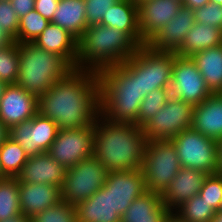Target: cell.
I'll use <instances>...</instances> for the list:
<instances>
[{
  "instance_id": "1",
  "label": "cell",
  "mask_w": 222,
  "mask_h": 222,
  "mask_svg": "<svg viewBox=\"0 0 222 222\" xmlns=\"http://www.w3.org/2000/svg\"><path fill=\"white\" fill-rule=\"evenodd\" d=\"M38 112L59 129L94 124L100 116L98 73L74 68L38 97Z\"/></svg>"
},
{
  "instance_id": "2",
  "label": "cell",
  "mask_w": 222,
  "mask_h": 222,
  "mask_svg": "<svg viewBox=\"0 0 222 222\" xmlns=\"http://www.w3.org/2000/svg\"><path fill=\"white\" fill-rule=\"evenodd\" d=\"M146 139L142 127L113 123L99 116L95 127L94 157L110 171L142 168Z\"/></svg>"
},
{
  "instance_id": "3",
  "label": "cell",
  "mask_w": 222,
  "mask_h": 222,
  "mask_svg": "<svg viewBox=\"0 0 222 222\" xmlns=\"http://www.w3.org/2000/svg\"><path fill=\"white\" fill-rule=\"evenodd\" d=\"M100 116L113 123L138 125V113L144 98L137 70L126 60L98 73Z\"/></svg>"
},
{
  "instance_id": "4",
  "label": "cell",
  "mask_w": 222,
  "mask_h": 222,
  "mask_svg": "<svg viewBox=\"0 0 222 222\" xmlns=\"http://www.w3.org/2000/svg\"><path fill=\"white\" fill-rule=\"evenodd\" d=\"M138 45L123 31L95 24L88 26L78 40L77 69L99 73L124 63Z\"/></svg>"
},
{
  "instance_id": "5",
  "label": "cell",
  "mask_w": 222,
  "mask_h": 222,
  "mask_svg": "<svg viewBox=\"0 0 222 222\" xmlns=\"http://www.w3.org/2000/svg\"><path fill=\"white\" fill-rule=\"evenodd\" d=\"M18 47L19 71L16 85L37 97L74 69L62 56L47 52L34 43H18Z\"/></svg>"
},
{
  "instance_id": "6",
  "label": "cell",
  "mask_w": 222,
  "mask_h": 222,
  "mask_svg": "<svg viewBox=\"0 0 222 222\" xmlns=\"http://www.w3.org/2000/svg\"><path fill=\"white\" fill-rule=\"evenodd\" d=\"M180 168L176 149L170 140L146 142L141 169L148 191L162 194Z\"/></svg>"
},
{
  "instance_id": "7",
  "label": "cell",
  "mask_w": 222,
  "mask_h": 222,
  "mask_svg": "<svg viewBox=\"0 0 222 222\" xmlns=\"http://www.w3.org/2000/svg\"><path fill=\"white\" fill-rule=\"evenodd\" d=\"M175 56L176 53L158 52L143 45L127 59L137 70L140 92L144 97L153 90L170 88Z\"/></svg>"
},
{
  "instance_id": "8",
  "label": "cell",
  "mask_w": 222,
  "mask_h": 222,
  "mask_svg": "<svg viewBox=\"0 0 222 222\" xmlns=\"http://www.w3.org/2000/svg\"><path fill=\"white\" fill-rule=\"evenodd\" d=\"M109 171L94 157L80 161L66 170L61 198L76 206L104 186Z\"/></svg>"
},
{
  "instance_id": "9",
  "label": "cell",
  "mask_w": 222,
  "mask_h": 222,
  "mask_svg": "<svg viewBox=\"0 0 222 222\" xmlns=\"http://www.w3.org/2000/svg\"><path fill=\"white\" fill-rule=\"evenodd\" d=\"M181 167L216 174L217 141L195 130L186 129L170 140Z\"/></svg>"
},
{
  "instance_id": "10",
  "label": "cell",
  "mask_w": 222,
  "mask_h": 222,
  "mask_svg": "<svg viewBox=\"0 0 222 222\" xmlns=\"http://www.w3.org/2000/svg\"><path fill=\"white\" fill-rule=\"evenodd\" d=\"M194 106L171 96L142 130L146 141L171 140L186 129L192 128Z\"/></svg>"
},
{
  "instance_id": "11",
  "label": "cell",
  "mask_w": 222,
  "mask_h": 222,
  "mask_svg": "<svg viewBox=\"0 0 222 222\" xmlns=\"http://www.w3.org/2000/svg\"><path fill=\"white\" fill-rule=\"evenodd\" d=\"M96 122L87 127L59 129L47 152L66 169L94 155Z\"/></svg>"
},
{
  "instance_id": "12",
  "label": "cell",
  "mask_w": 222,
  "mask_h": 222,
  "mask_svg": "<svg viewBox=\"0 0 222 222\" xmlns=\"http://www.w3.org/2000/svg\"><path fill=\"white\" fill-rule=\"evenodd\" d=\"M211 94L192 58L176 55L172 66L170 95L195 106Z\"/></svg>"
},
{
  "instance_id": "13",
  "label": "cell",
  "mask_w": 222,
  "mask_h": 222,
  "mask_svg": "<svg viewBox=\"0 0 222 222\" xmlns=\"http://www.w3.org/2000/svg\"><path fill=\"white\" fill-rule=\"evenodd\" d=\"M104 186L111 192L114 212L121 217L131 203L147 191L142 169L110 171Z\"/></svg>"
},
{
  "instance_id": "14",
  "label": "cell",
  "mask_w": 222,
  "mask_h": 222,
  "mask_svg": "<svg viewBox=\"0 0 222 222\" xmlns=\"http://www.w3.org/2000/svg\"><path fill=\"white\" fill-rule=\"evenodd\" d=\"M38 113V97L16 84L6 85L0 100V121L7 129Z\"/></svg>"
},
{
  "instance_id": "15",
  "label": "cell",
  "mask_w": 222,
  "mask_h": 222,
  "mask_svg": "<svg viewBox=\"0 0 222 222\" xmlns=\"http://www.w3.org/2000/svg\"><path fill=\"white\" fill-rule=\"evenodd\" d=\"M182 6L180 0H145L138 4L141 39L147 43Z\"/></svg>"
},
{
  "instance_id": "16",
  "label": "cell",
  "mask_w": 222,
  "mask_h": 222,
  "mask_svg": "<svg viewBox=\"0 0 222 222\" xmlns=\"http://www.w3.org/2000/svg\"><path fill=\"white\" fill-rule=\"evenodd\" d=\"M195 23L194 10L182 6L177 15L164 25L146 45L158 52L176 53Z\"/></svg>"
},
{
  "instance_id": "17",
  "label": "cell",
  "mask_w": 222,
  "mask_h": 222,
  "mask_svg": "<svg viewBox=\"0 0 222 222\" xmlns=\"http://www.w3.org/2000/svg\"><path fill=\"white\" fill-rule=\"evenodd\" d=\"M66 170L46 152L29 157L17 179L23 183L50 184L61 188Z\"/></svg>"
},
{
  "instance_id": "18",
  "label": "cell",
  "mask_w": 222,
  "mask_h": 222,
  "mask_svg": "<svg viewBox=\"0 0 222 222\" xmlns=\"http://www.w3.org/2000/svg\"><path fill=\"white\" fill-rule=\"evenodd\" d=\"M208 174L205 172L181 167L166 190L161 194L163 203L174 211L183 202L196 196L203 187Z\"/></svg>"
},
{
  "instance_id": "19",
  "label": "cell",
  "mask_w": 222,
  "mask_h": 222,
  "mask_svg": "<svg viewBox=\"0 0 222 222\" xmlns=\"http://www.w3.org/2000/svg\"><path fill=\"white\" fill-rule=\"evenodd\" d=\"M20 212L29 219L59 203L61 188L50 184L19 182Z\"/></svg>"
},
{
  "instance_id": "20",
  "label": "cell",
  "mask_w": 222,
  "mask_h": 222,
  "mask_svg": "<svg viewBox=\"0 0 222 222\" xmlns=\"http://www.w3.org/2000/svg\"><path fill=\"white\" fill-rule=\"evenodd\" d=\"M192 129L216 141L222 138V93L194 106Z\"/></svg>"
},
{
  "instance_id": "21",
  "label": "cell",
  "mask_w": 222,
  "mask_h": 222,
  "mask_svg": "<svg viewBox=\"0 0 222 222\" xmlns=\"http://www.w3.org/2000/svg\"><path fill=\"white\" fill-rule=\"evenodd\" d=\"M33 43L47 52L62 56L73 68H76L78 40L60 26L50 22Z\"/></svg>"
},
{
  "instance_id": "22",
  "label": "cell",
  "mask_w": 222,
  "mask_h": 222,
  "mask_svg": "<svg viewBox=\"0 0 222 222\" xmlns=\"http://www.w3.org/2000/svg\"><path fill=\"white\" fill-rule=\"evenodd\" d=\"M101 25L125 32L138 46L146 45L141 39L138 5L131 0H119L102 17Z\"/></svg>"
},
{
  "instance_id": "23",
  "label": "cell",
  "mask_w": 222,
  "mask_h": 222,
  "mask_svg": "<svg viewBox=\"0 0 222 222\" xmlns=\"http://www.w3.org/2000/svg\"><path fill=\"white\" fill-rule=\"evenodd\" d=\"M170 211L160 193L147 190L131 203L121 222H164Z\"/></svg>"
},
{
  "instance_id": "24",
  "label": "cell",
  "mask_w": 222,
  "mask_h": 222,
  "mask_svg": "<svg viewBox=\"0 0 222 222\" xmlns=\"http://www.w3.org/2000/svg\"><path fill=\"white\" fill-rule=\"evenodd\" d=\"M75 210L77 222H121V216L112 208L111 192L105 186L76 205Z\"/></svg>"
},
{
  "instance_id": "25",
  "label": "cell",
  "mask_w": 222,
  "mask_h": 222,
  "mask_svg": "<svg viewBox=\"0 0 222 222\" xmlns=\"http://www.w3.org/2000/svg\"><path fill=\"white\" fill-rule=\"evenodd\" d=\"M85 8V0H61L51 22L79 40L88 27Z\"/></svg>"
},
{
  "instance_id": "26",
  "label": "cell",
  "mask_w": 222,
  "mask_h": 222,
  "mask_svg": "<svg viewBox=\"0 0 222 222\" xmlns=\"http://www.w3.org/2000/svg\"><path fill=\"white\" fill-rule=\"evenodd\" d=\"M212 94L222 93V44L191 56Z\"/></svg>"
},
{
  "instance_id": "27",
  "label": "cell",
  "mask_w": 222,
  "mask_h": 222,
  "mask_svg": "<svg viewBox=\"0 0 222 222\" xmlns=\"http://www.w3.org/2000/svg\"><path fill=\"white\" fill-rule=\"evenodd\" d=\"M222 44V30L214 26L195 23L186 34L176 55L191 57L193 54Z\"/></svg>"
},
{
  "instance_id": "28",
  "label": "cell",
  "mask_w": 222,
  "mask_h": 222,
  "mask_svg": "<svg viewBox=\"0 0 222 222\" xmlns=\"http://www.w3.org/2000/svg\"><path fill=\"white\" fill-rule=\"evenodd\" d=\"M25 150L7 136L0 145V171L4 177H17L28 160Z\"/></svg>"
},
{
  "instance_id": "29",
  "label": "cell",
  "mask_w": 222,
  "mask_h": 222,
  "mask_svg": "<svg viewBox=\"0 0 222 222\" xmlns=\"http://www.w3.org/2000/svg\"><path fill=\"white\" fill-rule=\"evenodd\" d=\"M21 214L17 177L0 179V222Z\"/></svg>"
},
{
  "instance_id": "30",
  "label": "cell",
  "mask_w": 222,
  "mask_h": 222,
  "mask_svg": "<svg viewBox=\"0 0 222 222\" xmlns=\"http://www.w3.org/2000/svg\"><path fill=\"white\" fill-rule=\"evenodd\" d=\"M186 222H211L216 211L199 194L174 210Z\"/></svg>"
},
{
  "instance_id": "31",
  "label": "cell",
  "mask_w": 222,
  "mask_h": 222,
  "mask_svg": "<svg viewBox=\"0 0 222 222\" xmlns=\"http://www.w3.org/2000/svg\"><path fill=\"white\" fill-rule=\"evenodd\" d=\"M50 21L41 16L35 9L20 18L17 31V43H33L45 30Z\"/></svg>"
},
{
  "instance_id": "32",
  "label": "cell",
  "mask_w": 222,
  "mask_h": 222,
  "mask_svg": "<svg viewBox=\"0 0 222 222\" xmlns=\"http://www.w3.org/2000/svg\"><path fill=\"white\" fill-rule=\"evenodd\" d=\"M19 71V47L13 41L0 49V81L6 85L16 84Z\"/></svg>"
},
{
  "instance_id": "33",
  "label": "cell",
  "mask_w": 222,
  "mask_h": 222,
  "mask_svg": "<svg viewBox=\"0 0 222 222\" xmlns=\"http://www.w3.org/2000/svg\"><path fill=\"white\" fill-rule=\"evenodd\" d=\"M170 97V88H159L147 93L140 105L138 126L142 127L148 120L154 117Z\"/></svg>"
},
{
  "instance_id": "34",
  "label": "cell",
  "mask_w": 222,
  "mask_h": 222,
  "mask_svg": "<svg viewBox=\"0 0 222 222\" xmlns=\"http://www.w3.org/2000/svg\"><path fill=\"white\" fill-rule=\"evenodd\" d=\"M31 124L35 130L37 147L43 153L48 152L59 130L57 124L39 112L31 119Z\"/></svg>"
},
{
  "instance_id": "35",
  "label": "cell",
  "mask_w": 222,
  "mask_h": 222,
  "mask_svg": "<svg viewBox=\"0 0 222 222\" xmlns=\"http://www.w3.org/2000/svg\"><path fill=\"white\" fill-rule=\"evenodd\" d=\"M8 136L25 150L28 157L43 153L36 145L35 130L31 124V119L29 121L13 125L10 129H8Z\"/></svg>"
},
{
  "instance_id": "36",
  "label": "cell",
  "mask_w": 222,
  "mask_h": 222,
  "mask_svg": "<svg viewBox=\"0 0 222 222\" xmlns=\"http://www.w3.org/2000/svg\"><path fill=\"white\" fill-rule=\"evenodd\" d=\"M30 222H77L75 206L61 200L30 218Z\"/></svg>"
},
{
  "instance_id": "37",
  "label": "cell",
  "mask_w": 222,
  "mask_h": 222,
  "mask_svg": "<svg viewBox=\"0 0 222 222\" xmlns=\"http://www.w3.org/2000/svg\"><path fill=\"white\" fill-rule=\"evenodd\" d=\"M217 212L222 203V175H208L198 193Z\"/></svg>"
},
{
  "instance_id": "38",
  "label": "cell",
  "mask_w": 222,
  "mask_h": 222,
  "mask_svg": "<svg viewBox=\"0 0 222 222\" xmlns=\"http://www.w3.org/2000/svg\"><path fill=\"white\" fill-rule=\"evenodd\" d=\"M195 22L222 30V5L209 2L194 10Z\"/></svg>"
},
{
  "instance_id": "39",
  "label": "cell",
  "mask_w": 222,
  "mask_h": 222,
  "mask_svg": "<svg viewBox=\"0 0 222 222\" xmlns=\"http://www.w3.org/2000/svg\"><path fill=\"white\" fill-rule=\"evenodd\" d=\"M19 21L10 1H0V28L16 42Z\"/></svg>"
},
{
  "instance_id": "40",
  "label": "cell",
  "mask_w": 222,
  "mask_h": 222,
  "mask_svg": "<svg viewBox=\"0 0 222 222\" xmlns=\"http://www.w3.org/2000/svg\"><path fill=\"white\" fill-rule=\"evenodd\" d=\"M119 0H85L87 25L101 24L102 17Z\"/></svg>"
},
{
  "instance_id": "41",
  "label": "cell",
  "mask_w": 222,
  "mask_h": 222,
  "mask_svg": "<svg viewBox=\"0 0 222 222\" xmlns=\"http://www.w3.org/2000/svg\"><path fill=\"white\" fill-rule=\"evenodd\" d=\"M59 1L57 0H35L34 9L48 21H52L53 15L57 10Z\"/></svg>"
},
{
  "instance_id": "42",
  "label": "cell",
  "mask_w": 222,
  "mask_h": 222,
  "mask_svg": "<svg viewBox=\"0 0 222 222\" xmlns=\"http://www.w3.org/2000/svg\"><path fill=\"white\" fill-rule=\"evenodd\" d=\"M19 19L34 9L35 0H9Z\"/></svg>"
},
{
  "instance_id": "43",
  "label": "cell",
  "mask_w": 222,
  "mask_h": 222,
  "mask_svg": "<svg viewBox=\"0 0 222 222\" xmlns=\"http://www.w3.org/2000/svg\"><path fill=\"white\" fill-rule=\"evenodd\" d=\"M209 2L210 0H183L182 5L183 7L195 10L197 8L205 6Z\"/></svg>"
},
{
  "instance_id": "44",
  "label": "cell",
  "mask_w": 222,
  "mask_h": 222,
  "mask_svg": "<svg viewBox=\"0 0 222 222\" xmlns=\"http://www.w3.org/2000/svg\"><path fill=\"white\" fill-rule=\"evenodd\" d=\"M216 173L222 175V138L217 140V167Z\"/></svg>"
},
{
  "instance_id": "45",
  "label": "cell",
  "mask_w": 222,
  "mask_h": 222,
  "mask_svg": "<svg viewBox=\"0 0 222 222\" xmlns=\"http://www.w3.org/2000/svg\"><path fill=\"white\" fill-rule=\"evenodd\" d=\"M14 40L0 28V49L6 47Z\"/></svg>"
},
{
  "instance_id": "46",
  "label": "cell",
  "mask_w": 222,
  "mask_h": 222,
  "mask_svg": "<svg viewBox=\"0 0 222 222\" xmlns=\"http://www.w3.org/2000/svg\"><path fill=\"white\" fill-rule=\"evenodd\" d=\"M164 222H186L175 211H170Z\"/></svg>"
},
{
  "instance_id": "47",
  "label": "cell",
  "mask_w": 222,
  "mask_h": 222,
  "mask_svg": "<svg viewBox=\"0 0 222 222\" xmlns=\"http://www.w3.org/2000/svg\"><path fill=\"white\" fill-rule=\"evenodd\" d=\"M2 222H30V219L23 214H19L12 218H7Z\"/></svg>"
},
{
  "instance_id": "48",
  "label": "cell",
  "mask_w": 222,
  "mask_h": 222,
  "mask_svg": "<svg viewBox=\"0 0 222 222\" xmlns=\"http://www.w3.org/2000/svg\"><path fill=\"white\" fill-rule=\"evenodd\" d=\"M7 136H8V129L0 121V145Z\"/></svg>"
},
{
  "instance_id": "49",
  "label": "cell",
  "mask_w": 222,
  "mask_h": 222,
  "mask_svg": "<svg viewBox=\"0 0 222 222\" xmlns=\"http://www.w3.org/2000/svg\"><path fill=\"white\" fill-rule=\"evenodd\" d=\"M211 222H222V212L217 211L215 216L211 219Z\"/></svg>"
},
{
  "instance_id": "50",
  "label": "cell",
  "mask_w": 222,
  "mask_h": 222,
  "mask_svg": "<svg viewBox=\"0 0 222 222\" xmlns=\"http://www.w3.org/2000/svg\"><path fill=\"white\" fill-rule=\"evenodd\" d=\"M5 86H6V84L0 81V100L3 96Z\"/></svg>"
},
{
  "instance_id": "51",
  "label": "cell",
  "mask_w": 222,
  "mask_h": 222,
  "mask_svg": "<svg viewBox=\"0 0 222 222\" xmlns=\"http://www.w3.org/2000/svg\"><path fill=\"white\" fill-rule=\"evenodd\" d=\"M210 2L222 5V0H210Z\"/></svg>"
},
{
  "instance_id": "52",
  "label": "cell",
  "mask_w": 222,
  "mask_h": 222,
  "mask_svg": "<svg viewBox=\"0 0 222 222\" xmlns=\"http://www.w3.org/2000/svg\"><path fill=\"white\" fill-rule=\"evenodd\" d=\"M131 1L134 2L136 5H138L145 0H131Z\"/></svg>"
},
{
  "instance_id": "53",
  "label": "cell",
  "mask_w": 222,
  "mask_h": 222,
  "mask_svg": "<svg viewBox=\"0 0 222 222\" xmlns=\"http://www.w3.org/2000/svg\"><path fill=\"white\" fill-rule=\"evenodd\" d=\"M1 178H4V176L2 175V173H1V171H0V179H1Z\"/></svg>"
},
{
  "instance_id": "54",
  "label": "cell",
  "mask_w": 222,
  "mask_h": 222,
  "mask_svg": "<svg viewBox=\"0 0 222 222\" xmlns=\"http://www.w3.org/2000/svg\"><path fill=\"white\" fill-rule=\"evenodd\" d=\"M219 211H221V212H222V203H221V206H220V209H219Z\"/></svg>"
}]
</instances>
